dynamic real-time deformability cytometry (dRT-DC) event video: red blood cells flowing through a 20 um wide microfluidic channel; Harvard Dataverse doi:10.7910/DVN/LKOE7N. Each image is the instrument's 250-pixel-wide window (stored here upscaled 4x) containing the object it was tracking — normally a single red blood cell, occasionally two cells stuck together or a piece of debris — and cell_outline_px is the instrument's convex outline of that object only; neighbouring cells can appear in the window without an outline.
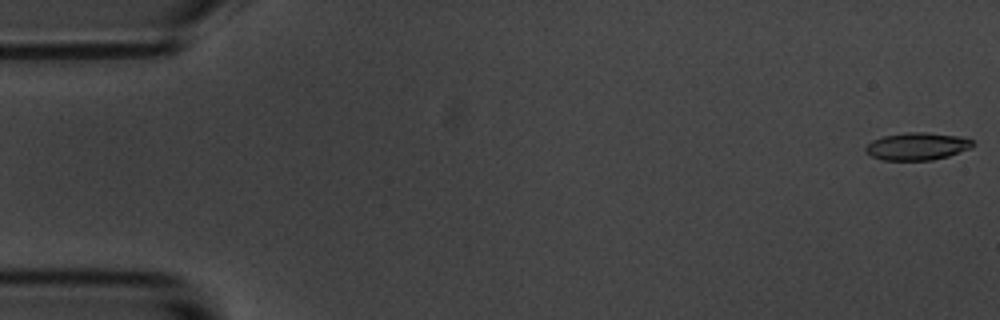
{"species": "common noctule bat (a hibernating species)", "species_latin": "Nyctalus noctula", "temperature_condition": "room temperature", "stored_images_in_passage": 6, "camera_frame_rate_fps": 3000, "um_per_image_px": 0.085, "animal": {"sex": "male", "body_mass_g": 20.1, "forearm_length_mm": 53.5}, "frame": {"image": 1, "passage_image": 1, "time_ms": 0.0, "image_size_px": [1000, 320], "cell_outline_px": [[976, 144], [972, 148], [948, 156], [932, 160], [884, 160], [872, 156], [864, 152], [864, 148], [872, 140], [884, 136], [904, 132], [928, 132], [960, 136], [972, 140]], "centroid_in_image_um": [77.97, 12.43], "position_along_channel_um": 7.0, "area_um2": 17.34}}
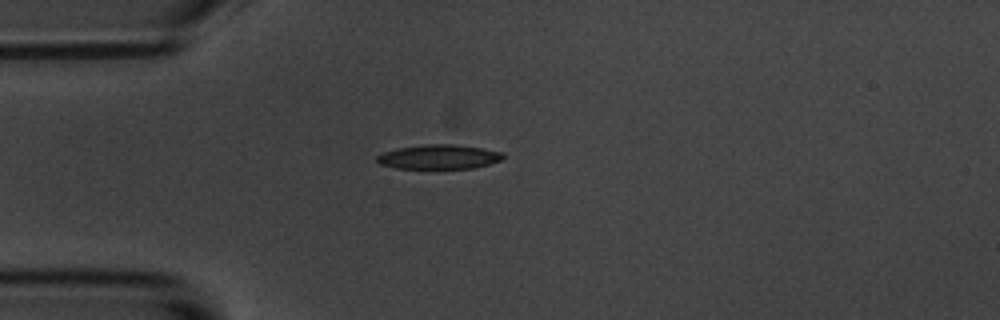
{"frame": {"image": 2, "passage_image": 5, "time_ms": 4.667, "image_size_px": [1000, 320], "cell_outline_px": [[504, 156], [500, 160], [488, 164], [472, 168], [396, 168], [380, 164], [376, 160], [376, 156], [384, 152], [396, 148], [428, 144], [456, 144], [504, 152]], "centroid_in_image_um": [37.29, 13.32], "position_along_channel_um": 47.7, "area_um2": 17.8}}